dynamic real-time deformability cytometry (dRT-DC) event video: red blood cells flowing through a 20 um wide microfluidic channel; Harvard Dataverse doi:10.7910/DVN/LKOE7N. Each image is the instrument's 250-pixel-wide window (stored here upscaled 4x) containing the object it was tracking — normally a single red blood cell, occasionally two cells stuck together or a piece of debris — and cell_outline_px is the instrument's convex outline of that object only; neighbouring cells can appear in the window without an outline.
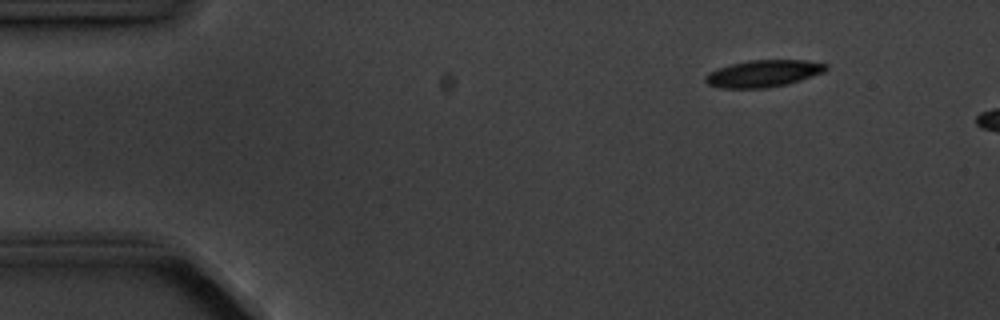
{"species": "common noctule bat (a hibernating species)", "species_latin": "Nyctalus noctula", "temperature_condition": "cold", "stored_images_in_passage": 4, "camera_frame_rate_fps": 3000, "um_per_image_px": 0.085, "animal": {"sex": "male", "body_mass_g": 20.1, "forearm_length_mm": 53.5}, "frame": {"image": 1, "passage_image": 2, "time_ms": 1.333, "image_size_px": [1000, 320], "cell_outline_px": [[828, 68], [824, 72], [788, 84], [764, 88], [720, 88], [708, 84], [704, 80], [704, 76], [708, 72], [732, 64], [748, 60], [808, 60], [828, 64]], "centroid_in_image_um": [64.89, 6.24], "position_along_channel_um": 20.1, "area_um2": 18.96}}